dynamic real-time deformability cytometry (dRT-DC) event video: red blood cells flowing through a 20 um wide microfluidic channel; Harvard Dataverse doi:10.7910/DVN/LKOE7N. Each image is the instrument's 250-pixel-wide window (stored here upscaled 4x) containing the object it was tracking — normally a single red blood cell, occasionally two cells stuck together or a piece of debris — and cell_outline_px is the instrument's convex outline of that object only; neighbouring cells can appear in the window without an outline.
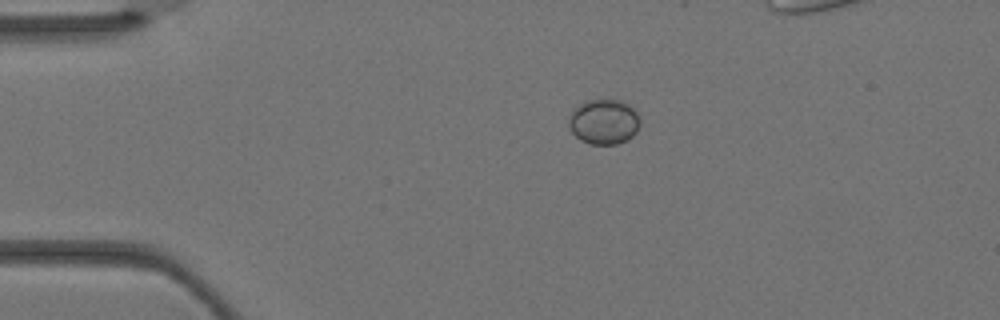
{"species": "Egyptian fruit bat (a non-hibernating species)", "species_latin": "Rousettus aegyptiacus", "temperature_condition": "warm", "stored_images_in_passage": 3, "camera_frame_rate_fps": 3000, "um_per_image_px": 0.085, "animal": {"sex": "female"}, "frame": {"image": 1, "passage_image": 1, "time_ms": 0.0, "image_size_px": [1000, 320], "cell_outline_px": [[640, 124], [636, 132], [628, 140], [616, 144], [592, 144], [580, 140], [572, 132], [568, 124], [568, 116], [580, 104], [588, 100], [620, 100], [628, 104], [636, 112], [640, 120]], "centroid_in_image_um": [51.33, 10.36], "position_along_channel_um": 33.7, "area_um2": 18.67}}